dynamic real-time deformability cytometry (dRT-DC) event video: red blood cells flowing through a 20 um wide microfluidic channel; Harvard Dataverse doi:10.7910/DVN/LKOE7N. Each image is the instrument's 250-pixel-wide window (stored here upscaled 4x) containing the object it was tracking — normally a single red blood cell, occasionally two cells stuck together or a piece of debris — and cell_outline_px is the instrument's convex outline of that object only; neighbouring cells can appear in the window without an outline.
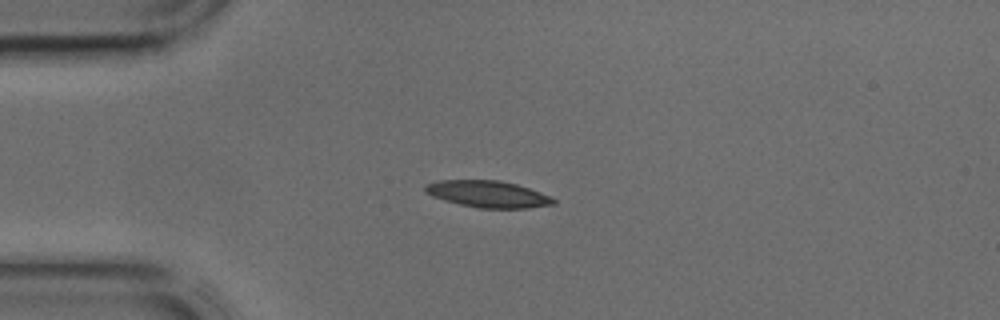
{"species": "common noctule bat (a hibernating species)", "species_latin": "Nyctalus noctula", "temperature_condition": "cold", "stored_images_in_passage": 33, "camera_frame_rate_fps": 3000, "um_per_image_px": 0.085, "animal": {"sex": "male", "body_mass_g": 17.9, "forearm_length_mm": 54.2}, "frame": {"image": 1, "passage_image": 1, "time_ms": 0.0, "image_size_px": [1000, 320], "cell_outline_px": [[556, 204], [528, 208], [480, 208], [460, 204], [444, 200], [432, 196], [424, 192], [424, 184], [440, 180], [500, 180], [516, 184], [552, 196], [556, 200]], "centroid_in_image_um": [41.47, 16.49], "position_along_channel_um": 43.5, "area_um2": 20.06}}
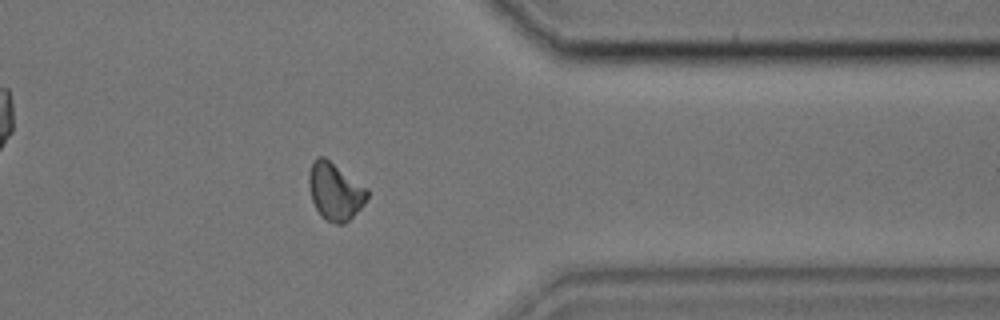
{"frame": {"image": 2, "passage_image": 25, "time_ms": 8.0, "image_size_px": [1000, 320], "cell_outline_px": [[368, 196], [364, 204], [344, 224], [336, 224], [324, 220], [320, 216], [312, 200], [308, 184], [308, 176], [312, 160], [316, 156], [324, 156], [368, 188]], "centroid_in_image_um": [28.46, 16.26], "position_along_channel_um": 382.9, "area_um2": 19.65}}
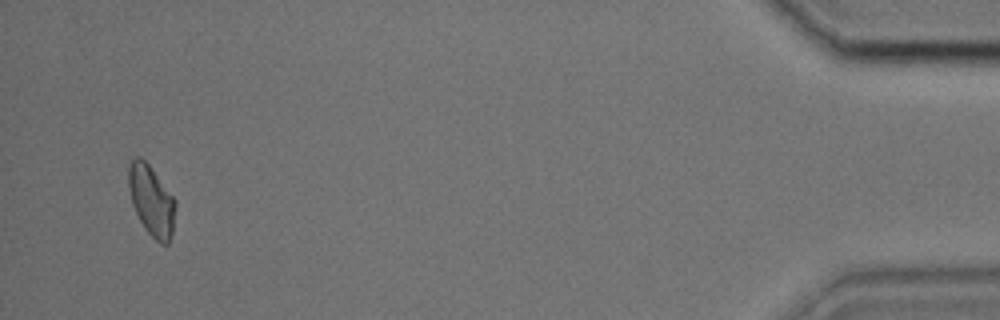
{"frame": {"image": 3, "passage_image": 32, "time_ms": 10.333, "image_size_px": [1000, 320], "cell_outline_px": [[176, 208], [172, 232], [168, 244], [160, 244], [144, 228], [132, 204], [128, 188], [128, 168], [132, 160], [136, 156], [140, 156], [148, 164], [176, 200]], "centroid_in_image_um": [12.87, 17.05], "position_along_channel_um": 422.3, "area_um2": 19.13}}